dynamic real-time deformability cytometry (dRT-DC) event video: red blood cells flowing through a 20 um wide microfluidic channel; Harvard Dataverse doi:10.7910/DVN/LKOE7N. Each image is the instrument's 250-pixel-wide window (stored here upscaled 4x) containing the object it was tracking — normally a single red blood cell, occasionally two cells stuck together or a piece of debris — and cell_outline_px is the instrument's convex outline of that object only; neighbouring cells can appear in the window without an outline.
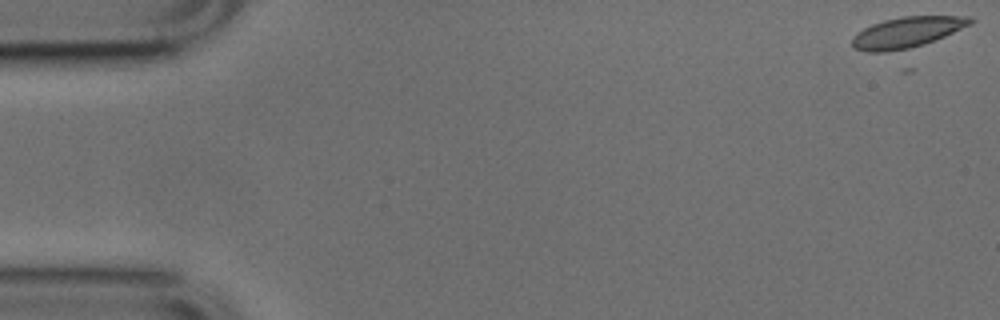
{"species": "common noctule bat (a hibernating species)", "species_latin": "Nyctalus noctula", "temperature_condition": "cold", "stored_images_in_passage": 7, "camera_frame_rate_fps": 3000, "um_per_image_px": 0.085, "animal": {"sex": "male", "body_mass_g": 17.9, "forearm_length_mm": 54.2}, "frame": {"image": 1, "passage_image": 1, "time_ms": 0.0, "image_size_px": [1000, 320], "cell_outline_px": [[976, 20], [972, 24], [944, 36], [924, 44], [908, 48], [888, 52], [864, 52], [852, 48], [852, 36], [856, 32], [872, 24], [884, 20], [904, 16], [972, 16]], "centroid_in_image_um": [77.07, 2.74], "position_along_channel_um": 7.9, "area_um2": 21.27}}